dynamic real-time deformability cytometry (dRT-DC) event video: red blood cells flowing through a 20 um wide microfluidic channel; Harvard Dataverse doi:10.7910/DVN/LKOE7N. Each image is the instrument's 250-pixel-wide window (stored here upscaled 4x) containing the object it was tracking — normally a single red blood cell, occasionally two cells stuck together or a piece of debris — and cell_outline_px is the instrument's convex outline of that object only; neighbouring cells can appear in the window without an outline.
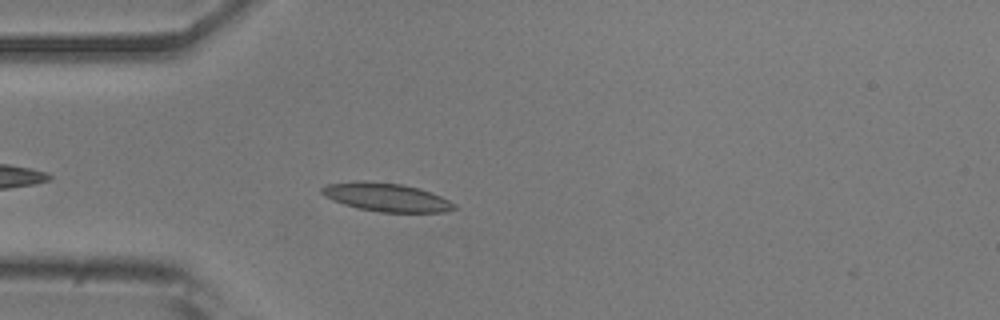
{"species": "common noctule bat (a hibernating species)", "species_latin": "Nyctalus noctula", "temperature_condition": "room temperature", "stored_images_in_passage": 38, "camera_frame_rate_fps": 3000, "um_per_image_px": 0.085, "animal": {"sex": "male", "body_mass_g": 20.5, "forearm_length_mm": 52.5}, "frame": {"image": 1, "passage_image": 5, "time_ms": 1.333, "image_size_px": [1000, 320], "cell_outline_px": [[456, 208], [444, 212], [380, 212], [356, 208], [332, 200], [324, 196], [320, 192], [320, 188], [328, 184], [360, 180], [364, 180], [400, 184], [420, 188], [440, 196], [456, 204]], "centroid_in_image_um": [32.8, 16.76], "position_along_channel_um": 52.2, "area_um2": 21.96}}
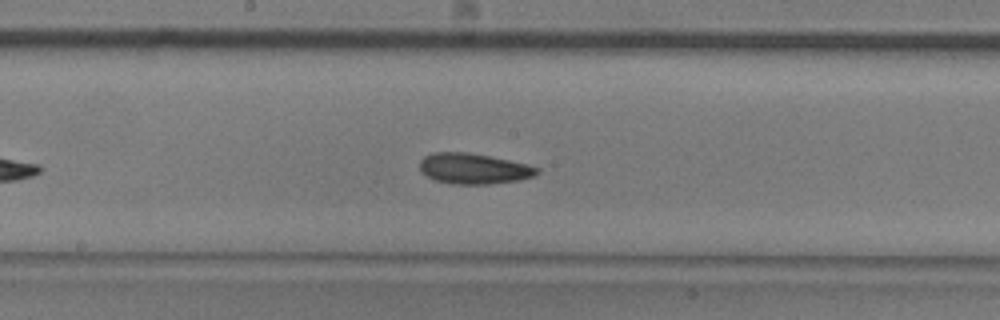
{"frame": {"image": 2, "passage_image": 18, "time_ms": 5.667, "image_size_px": [1000, 320], "cell_outline_px": [[540, 172], [532, 176], [520, 180], [488, 184], [452, 184], [436, 180], [420, 172], [420, 160], [424, 156], [432, 152], [468, 152], [528, 164], [540, 168]], "centroid_in_image_um": [40.25, 14.33], "position_along_channel_um": 207.9, "area_um2": 20.92}}
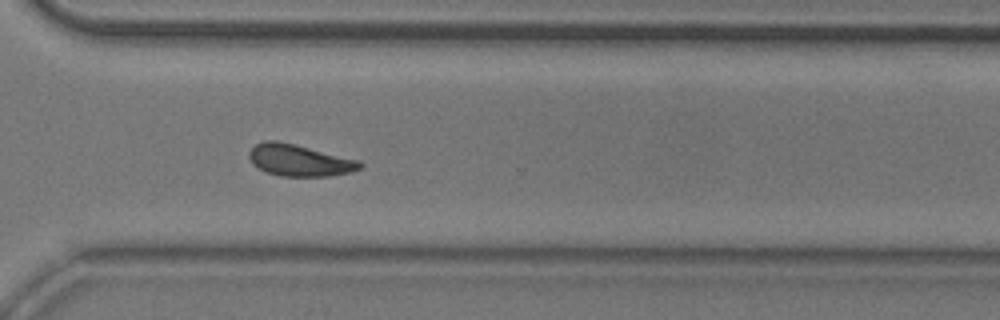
{"frame": {"image": 3, "passage_image": 29, "time_ms": 9.333, "image_size_px": [1000, 320], "cell_outline_px": [[364, 164], [360, 168], [348, 172], [328, 176], [280, 176], [268, 172], [252, 164], [248, 156], [248, 152], [256, 144], [268, 140], [276, 140], [360, 160]], "centroid_in_image_um": [25.44, 13.62], "position_along_channel_um": 345.2, "area_um2": 20.17}, "authors_computed_cell_mechanics": {"area_um2": 20.0855, "velocity_mm_per_s": 3.7603, "shape_relaxation_time_tau1_ms": 2.7884, "shape_relaxation_time_tau2_ms": 2.798, "deformation_change_tau1": 0.106, "deformation_change_tau2": 0.0867}}